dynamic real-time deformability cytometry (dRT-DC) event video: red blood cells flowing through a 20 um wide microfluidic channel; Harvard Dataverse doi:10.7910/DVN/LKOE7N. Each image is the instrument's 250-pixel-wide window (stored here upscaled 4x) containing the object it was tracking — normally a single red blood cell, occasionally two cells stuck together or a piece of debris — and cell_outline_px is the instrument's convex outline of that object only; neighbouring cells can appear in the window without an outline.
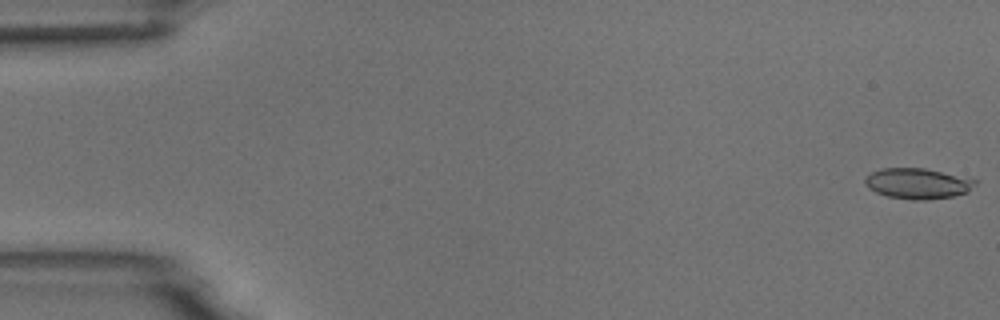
{"species": "common noctule bat (a hibernating species)", "species_latin": "Nyctalus noctula", "temperature_condition": "room temperature", "stored_images_in_passage": 15, "camera_frame_rate_fps": 3000, "um_per_image_px": 0.085, "animal": {"sex": "male", "body_mass_g": 18.8}, "frame": {"image": 1, "passage_image": 1, "time_ms": 0.0, "image_size_px": [1000, 320], "cell_outline_px": [[976, 184], [968, 192], [952, 196], [924, 200], [912, 200], [888, 196], [876, 192], [868, 188], [864, 180], [872, 172], [880, 168], [924, 168], [976, 180]], "centroid_in_image_um": [77.98, 15.6], "position_along_channel_um": 7.0, "area_um2": 19.36}}
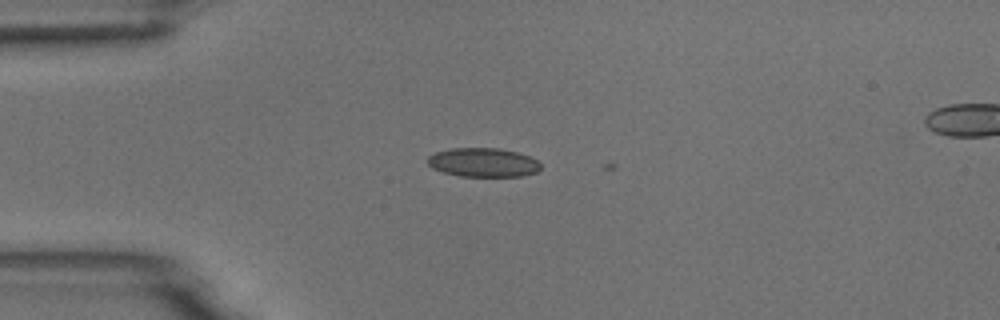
{"frame": {"image": 2, "passage_image": 14, "time_ms": 4.333, "image_size_px": [1000, 320], "cell_outline_px": [[540, 168], [536, 172], [520, 176], [460, 176], [444, 172], [432, 168], [428, 164], [428, 156], [436, 152], [452, 148], [496, 148], [516, 152], [528, 156], [536, 160], [540, 164]], "centroid_in_image_um": [41.04, 13.81], "position_along_channel_um": 44.0, "area_um2": 18.84}}